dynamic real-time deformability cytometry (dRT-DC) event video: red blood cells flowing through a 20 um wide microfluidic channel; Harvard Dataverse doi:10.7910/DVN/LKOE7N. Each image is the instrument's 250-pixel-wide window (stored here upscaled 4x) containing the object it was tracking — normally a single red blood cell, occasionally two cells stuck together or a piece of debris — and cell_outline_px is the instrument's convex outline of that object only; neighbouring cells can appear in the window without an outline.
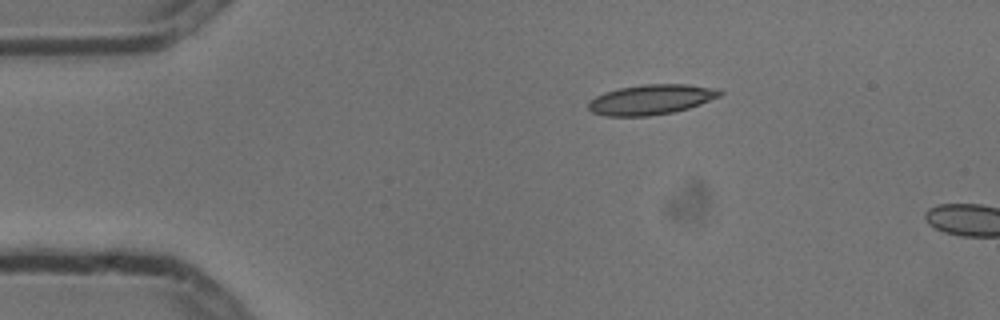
{"species": "common noctule bat (a hibernating species)", "species_latin": "Nyctalus noctula", "temperature_condition": "cold", "stored_images_in_passage": 2, "camera_frame_rate_fps": 3000, "um_per_image_px": 0.085, "animal": {"sex": "male", "body_mass_g": 13.3}, "frame": {"image": 1, "passage_image": 1, "time_ms": 0.0, "image_size_px": [1000, 320], "cell_outline_px": [[724, 92], [720, 96], [700, 104], [688, 108], [672, 112], [648, 116], [604, 116], [592, 112], [588, 108], [588, 100], [604, 92], [620, 88], [640, 84], [688, 84], [720, 88]], "centroid_in_image_um": [55.35, 8.45], "position_along_channel_um": 29.7, "area_um2": 23.24}}